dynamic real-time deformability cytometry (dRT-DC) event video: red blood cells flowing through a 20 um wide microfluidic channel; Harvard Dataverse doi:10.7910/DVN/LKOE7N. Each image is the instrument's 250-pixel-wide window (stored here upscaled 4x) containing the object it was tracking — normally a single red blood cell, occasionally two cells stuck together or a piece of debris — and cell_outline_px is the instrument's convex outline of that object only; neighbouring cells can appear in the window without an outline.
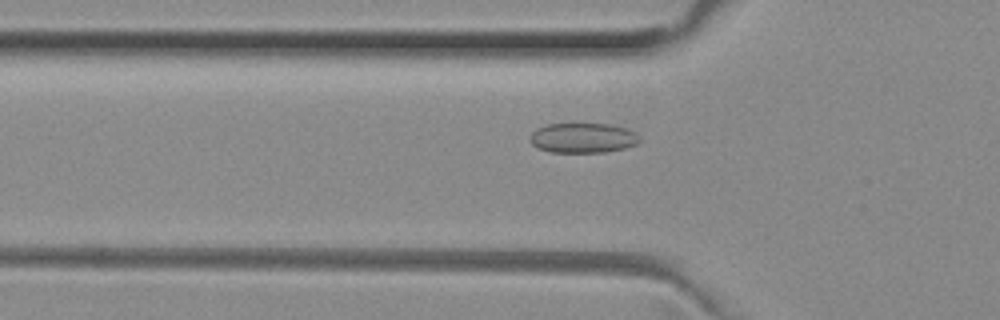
{"species": "common noctule bat (a hibernating species)", "species_latin": "Nyctalus noctula", "temperature_condition": "room temperature", "stored_images_in_passage": 40, "camera_frame_rate_fps": 3000, "um_per_image_px": 0.085, "animal": {"sex": "female", "body_mass_g": 29.2, "forearm_length_mm": 56.3}, "frame": {"image": 1, "passage_image": 11, "time_ms": 3.333, "image_size_px": [1000, 320], "cell_outline_px": [[640, 140], [636, 144], [624, 148], [604, 152], [552, 152], [540, 148], [532, 144], [532, 132], [536, 128], [548, 124], [608, 124], [628, 128], [636, 132], [640, 136]], "centroid_in_image_um": [49.6, 11.71], "position_along_channel_um": 76.2, "area_um2": 18.96}}
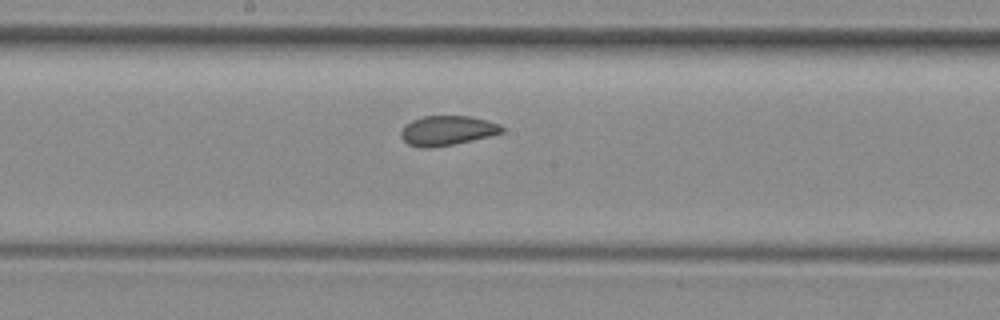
{"frame": {"image": 2, "passage_image": 21, "time_ms": 6.667, "image_size_px": [1000, 320], "cell_outline_px": [[504, 132], [488, 136], [452, 144], [428, 148], [420, 148], [408, 144], [400, 136], [400, 132], [404, 124], [412, 120], [424, 116], [472, 116], [488, 120], [500, 124], [504, 128]], "centroid_in_image_um": [37.99, 11.08], "position_along_channel_um": 210.2, "area_um2": 17.46}}
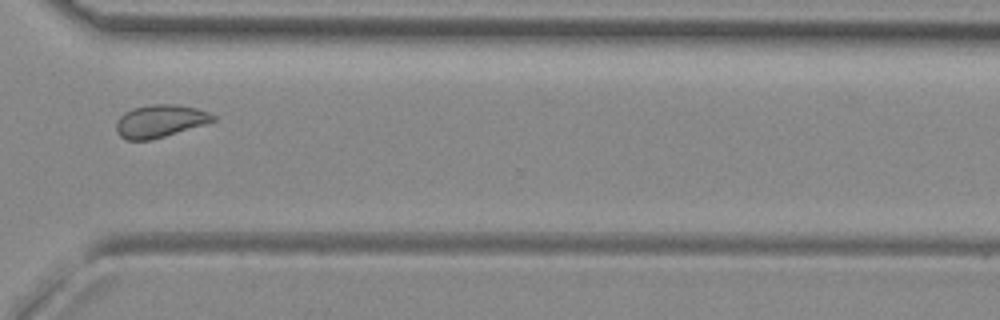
{"frame": {"image": 3, "passage_image": 32, "time_ms": 10.333, "image_size_px": [1000, 320], "cell_outline_px": [[216, 120], [204, 124], [152, 140], [124, 140], [116, 132], [116, 120], [124, 112], [132, 108], [152, 104], [176, 104], [196, 108], [208, 112], [216, 116]], "centroid_in_image_um": [13.56, 10.29], "position_along_channel_um": 357.0, "area_um2": 18.5}, "authors_computed_cell_mechanics": {"area_um2": 18.6405, "velocity_mm_per_s": 3.9979, "shape_relaxation_time_tau1_ms": null, "shape_relaxation_time_tau2_ms": 1.3169, "deformation_change_tau1": null, "deformation_change_tau2": 0.0543}}